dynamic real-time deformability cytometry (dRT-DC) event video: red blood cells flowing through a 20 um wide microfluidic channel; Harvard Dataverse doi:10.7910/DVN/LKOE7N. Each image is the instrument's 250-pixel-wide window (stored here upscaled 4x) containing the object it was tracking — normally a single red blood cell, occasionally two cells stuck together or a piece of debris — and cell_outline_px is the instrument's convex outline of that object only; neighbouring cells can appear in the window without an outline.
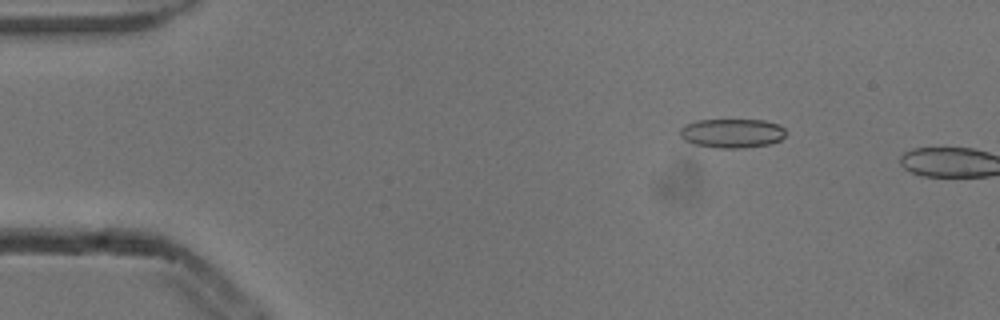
{"species": "common noctule bat (a hibernating species)", "species_latin": "Nyctalus noctula", "temperature_condition": "cold", "stored_images_in_passage": 2, "camera_frame_rate_fps": 3000, "um_per_image_px": 0.085, "animal": {"sex": "male", "body_mass_g": 13.3}, "frame": {"image": 1, "passage_image": 1, "time_ms": 0.0, "image_size_px": [1000, 320], "cell_outline_px": [[784, 136], [780, 140], [768, 144], [744, 148], [720, 148], [696, 144], [684, 140], [680, 136], [680, 128], [684, 124], [696, 120], [764, 120], [780, 124], [784, 128]], "centroid_in_image_um": [62.21, 11.31], "position_along_channel_um": 22.8, "area_um2": 17.98}}